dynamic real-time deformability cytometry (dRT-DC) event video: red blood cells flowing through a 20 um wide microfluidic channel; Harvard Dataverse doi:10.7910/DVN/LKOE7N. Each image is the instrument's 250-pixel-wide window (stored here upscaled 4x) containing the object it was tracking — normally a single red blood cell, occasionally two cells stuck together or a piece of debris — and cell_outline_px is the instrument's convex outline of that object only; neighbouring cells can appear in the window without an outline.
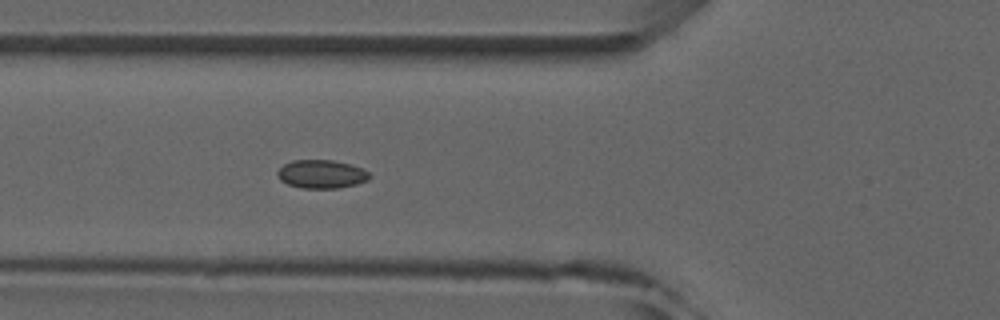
{"species": "common noctule bat (a hibernating species)", "species_latin": "Nyctalus noctula", "temperature_condition": "room temperature", "stored_images_in_passage": 5, "camera_frame_rate_fps": 3000, "um_per_image_px": 0.085, "animal": {"sex": "male", "forearm_length_mm": 52.5}, "frame": {"image": 1, "passage_image": 5, "time_ms": 5.333, "image_size_px": [1000, 320], "cell_outline_px": [[372, 176], [368, 180], [356, 184], [336, 188], [304, 188], [288, 184], [280, 180], [276, 176], [276, 172], [284, 164], [292, 160], [332, 160], [364, 168]], "centroid_in_image_um": [27.32, 14.79], "position_along_channel_um": 98.5, "area_um2": 15.26}}